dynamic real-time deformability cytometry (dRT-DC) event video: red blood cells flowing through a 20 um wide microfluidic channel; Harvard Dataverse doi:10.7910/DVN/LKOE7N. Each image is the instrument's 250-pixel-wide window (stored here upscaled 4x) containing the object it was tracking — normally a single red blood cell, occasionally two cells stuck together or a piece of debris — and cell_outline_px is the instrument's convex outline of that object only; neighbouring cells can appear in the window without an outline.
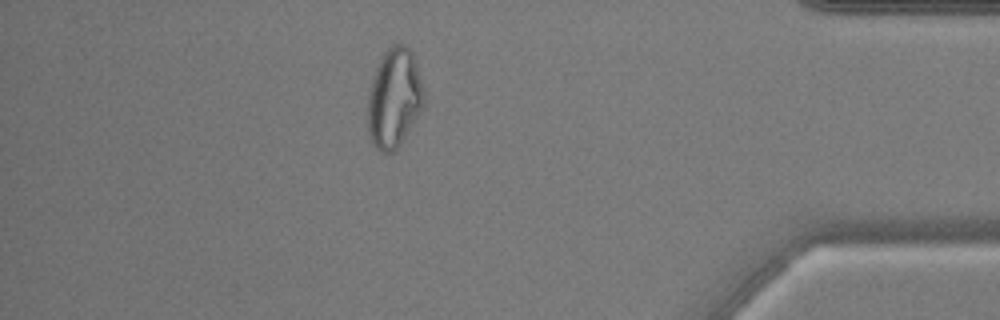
{"species": "common noctule bat (a hibernating species)", "species_latin": "Nyctalus noctula", "temperature_condition": "warm", "stored_images_in_passage": 43, "camera_frame_rate_fps": 3000, "um_per_image_px": 0.085, "animal": {"sex": "male", "body_mass_g": 17.9, "forearm_length_mm": 54.2}, "frame": {"image": 1, "passage_image": 37, "time_ms": 12.0, "image_size_px": [1000, 320], "cell_outline_px": [[424, 104], [400, 144], [392, 152], [380, 152], [372, 144], [368, 136], [368, 88], [372, 76], [380, 56], [392, 44], [404, 44], [412, 52], [424, 88]], "centroid_in_image_um": [33.47, 8.32], "position_along_channel_um": 401.7, "area_um2": 32.66}, "authors_computed_cell_mechanics": {"area_um2": 29.8826, "velocity_mm_per_s": 3.8487, "shape_relaxation_time_tau1_ms": null, "shape_relaxation_time_tau2_ms": 0.9705, "deformation_change_tau1": null, "deformation_change_tau2": 0.0573}}